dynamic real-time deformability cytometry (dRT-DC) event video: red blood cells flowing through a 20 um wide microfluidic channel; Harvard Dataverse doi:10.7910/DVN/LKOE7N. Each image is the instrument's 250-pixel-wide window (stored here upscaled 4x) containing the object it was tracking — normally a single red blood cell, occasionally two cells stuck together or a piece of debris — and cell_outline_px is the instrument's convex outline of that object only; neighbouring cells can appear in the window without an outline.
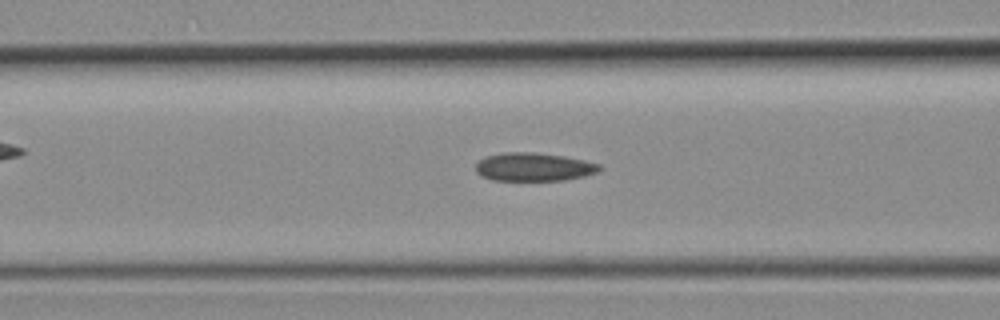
{"species": "common noctule bat (a hibernating species)", "species_latin": "Nyctalus noctula", "temperature_condition": "room temperature", "stored_images_in_passage": 39, "camera_frame_rate_fps": 3000, "um_per_image_px": 0.085, "animal": {"sex": "female", "body_mass_g": 19.3, "forearm_length_mm": 54.1}, "frame": {"image": 1, "passage_image": 14, "time_ms": 4.333, "image_size_px": [1000, 320], "cell_outline_px": [[600, 168], [596, 172], [584, 176], [564, 180], [492, 180], [480, 176], [476, 172], [476, 164], [480, 160], [488, 156], [504, 152], [536, 152], [564, 156], [584, 160], [600, 164]], "centroid_in_image_um": [45.35, 14.19], "position_along_channel_um": 121.3, "area_um2": 20.35}}
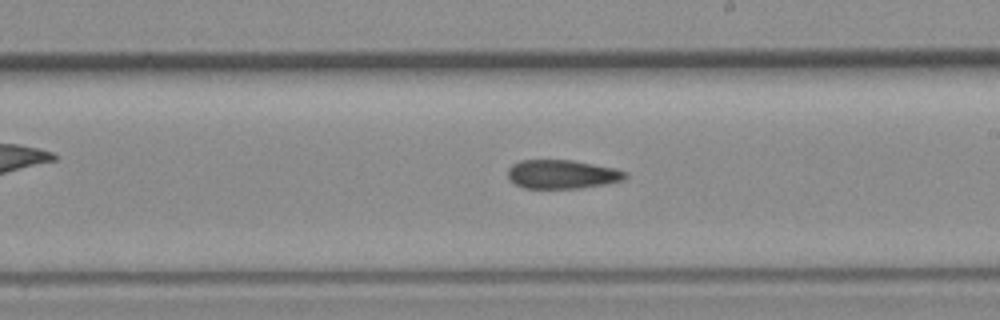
{"frame": {"image": 2, "passage_image": 21, "time_ms": 6.667, "image_size_px": [1000, 320], "cell_outline_px": [[628, 176], [624, 180], [604, 184], [580, 188], [524, 188], [508, 180], [508, 168], [512, 164], [520, 160], [572, 160], [616, 168], [628, 172]], "centroid_in_image_um": [47.79, 14.81], "position_along_channel_um": 241.2, "area_um2": 19.88}}
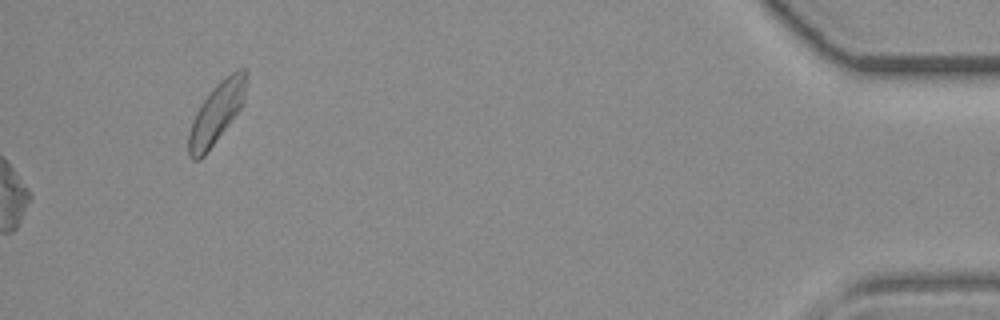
{"frame": {"image": 3, "passage_image": 39, "time_ms": 12.667, "image_size_px": [1000, 320], "cell_outline_px": [[248, 72], [244, 104], [204, 156], [200, 160], [192, 160], [188, 156], [188, 136], [196, 112], [212, 88], [220, 80], [236, 68], [248, 68]], "centroid_in_image_um": [18.44, 9.56], "position_along_channel_um": 416.8, "area_um2": 20.46}}